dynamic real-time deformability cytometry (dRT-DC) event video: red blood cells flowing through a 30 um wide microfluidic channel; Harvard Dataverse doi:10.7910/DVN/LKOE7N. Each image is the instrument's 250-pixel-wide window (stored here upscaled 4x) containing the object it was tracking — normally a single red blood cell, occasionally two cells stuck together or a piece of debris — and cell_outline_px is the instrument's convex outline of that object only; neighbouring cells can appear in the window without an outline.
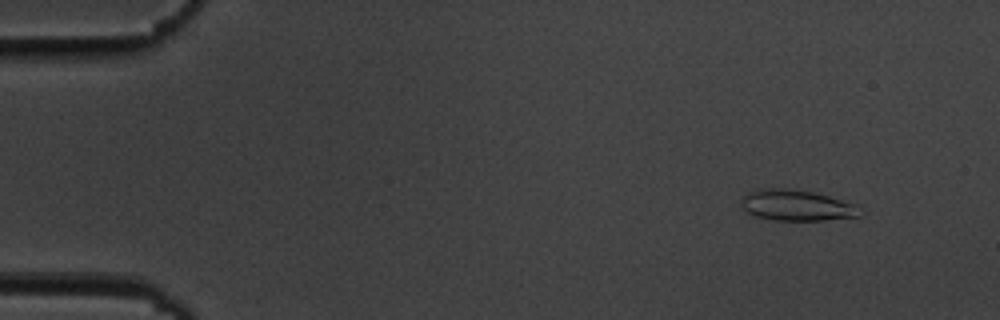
{"species": "common noctule bat (a hibernating species)", "species_latin": "Nyctalus noctula", "temperature_condition": "cold", "stored_images_in_passage": 54, "camera_frame_rate_fps": 3000, "um_per_image_px": 0.085, "animal": {"sex": "male", "body_mass_g": 19.5, "forearm_length_mm": 54.6}, "frame": {"image": 1, "passage_image": 5, "time_ms": 1.333, "image_size_px": [1000, 320], "cell_outline_px": [[860, 216], [824, 220], [772, 220], [752, 216], [740, 204], [740, 200], [748, 192], [756, 188], [788, 188], [812, 192], [860, 204]], "centroid_in_image_um": [67.7, 17.45], "position_along_channel_um": 17.3, "area_um2": 21.68}}
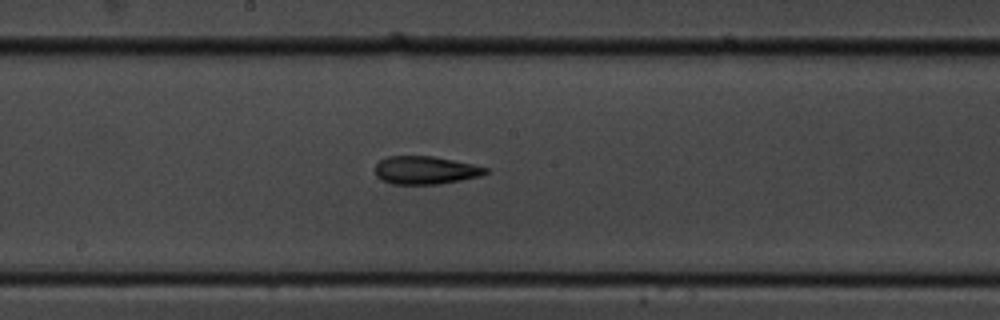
{"frame": {"image": 2, "passage_image": 29, "time_ms": 9.333, "image_size_px": [1000, 320], "cell_outline_px": [[488, 172], [480, 176], [440, 184], [392, 184], [380, 180], [376, 176], [376, 164], [380, 160], [388, 156], [432, 156], [472, 164], [488, 168]], "centroid_in_image_um": [36.13, 14.47], "position_along_channel_um": 212.1, "area_um2": 17.98}}
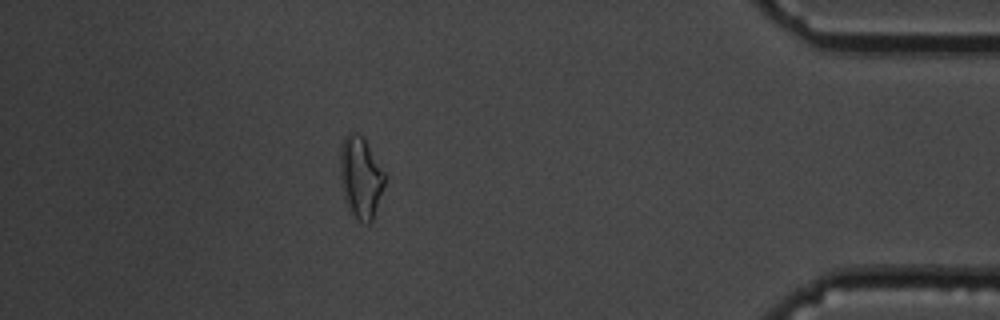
{"frame": {"image": 3, "passage_image": 48, "time_ms": 15.667, "image_size_px": [1000, 320], "cell_outline_px": [[388, 176], [372, 220], [368, 224], [364, 224], [348, 212], [344, 200], [340, 184], [340, 148], [344, 136], [352, 128], [364, 136]], "centroid_in_image_um": [30.65, 15.03], "position_along_channel_um": 404.5, "area_um2": 22.25}, "authors_computed_cell_mechanics": {"area_um2": 18.7561, "velocity_mm_per_s": 3.7037, "shape_relaxation_time_tau1_ms": 6.8106, "shape_relaxation_time_tau2_ms": 2.3845, "deformation_change_tau1": 0.1802, "deformation_change_tau2": 0.1051}}